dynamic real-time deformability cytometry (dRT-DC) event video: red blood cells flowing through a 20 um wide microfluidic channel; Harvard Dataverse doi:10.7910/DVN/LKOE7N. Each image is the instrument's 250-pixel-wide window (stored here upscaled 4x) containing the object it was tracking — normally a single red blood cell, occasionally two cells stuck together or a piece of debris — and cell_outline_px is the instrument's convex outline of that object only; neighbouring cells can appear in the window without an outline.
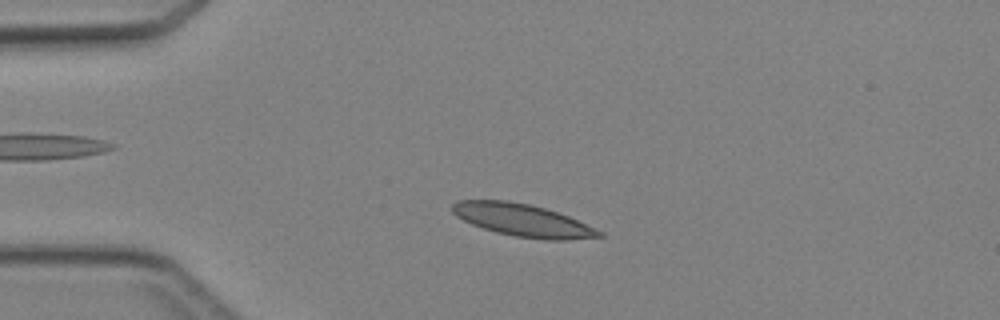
{"species": "Egyptian fruit bat (a non-hibernating species)", "species_latin": "Rousettus aegyptiacus", "temperature_condition": "cold", "stored_images_in_passage": 44, "camera_frame_rate_fps": 3000, "um_per_image_px": 0.085, "animal": {"sex": "female"}, "frame": {"image": 1, "passage_image": 9, "time_ms": 2.667, "image_size_px": [1000, 320], "cell_outline_px": [[604, 236], [568, 240], [544, 240], [516, 236], [496, 232], [472, 224], [456, 216], [452, 212], [452, 204], [456, 200], [508, 200], [528, 204], [544, 208], [568, 216], [604, 232]], "centroid_in_image_um": [44.42, 18.72], "position_along_channel_um": 40.6, "area_um2": 27.63}}
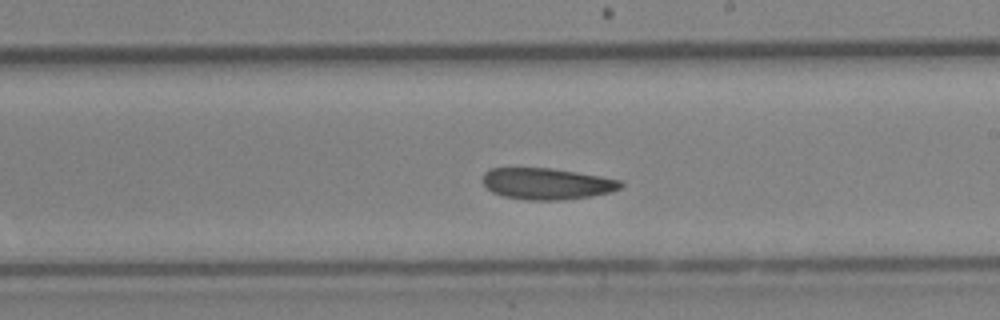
{"frame": {"image": 2, "passage_image": 25, "time_ms": 8.0, "image_size_px": [1000, 320], "cell_outline_px": [[624, 184], [620, 188], [612, 192], [592, 196], [560, 200], [528, 200], [504, 196], [492, 192], [484, 184], [484, 172], [492, 168], [548, 168], [576, 172], [600, 176], [620, 180]], "centroid_in_image_um": [46.51, 15.62], "position_along_channel_um": 242.5, "area_um2": 25.09}}
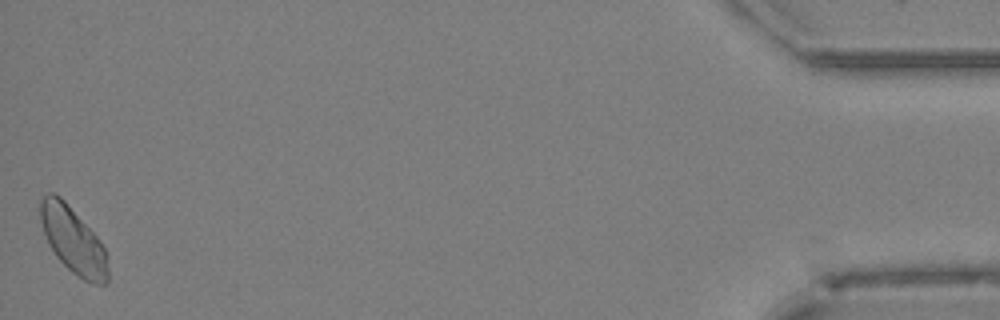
{"frame": {"image": 3, "passage_image": 44, "time_ms": 14.333, "image_size_px": [1000, 320], "cell_outline_px": [[108, 284], [92, 284], [84, 280], [72, 272], [56, 256], [48, 244], [40, 220], [36, 200], [48, 192], [52, 192], [60, 196], [64, 200], [100, 240], [104, 248], [108, 268]], "centroid_in_image_um": [6.16, 20.38], "position_along_channel_um": 429.0, "area_um2": 26.3}}